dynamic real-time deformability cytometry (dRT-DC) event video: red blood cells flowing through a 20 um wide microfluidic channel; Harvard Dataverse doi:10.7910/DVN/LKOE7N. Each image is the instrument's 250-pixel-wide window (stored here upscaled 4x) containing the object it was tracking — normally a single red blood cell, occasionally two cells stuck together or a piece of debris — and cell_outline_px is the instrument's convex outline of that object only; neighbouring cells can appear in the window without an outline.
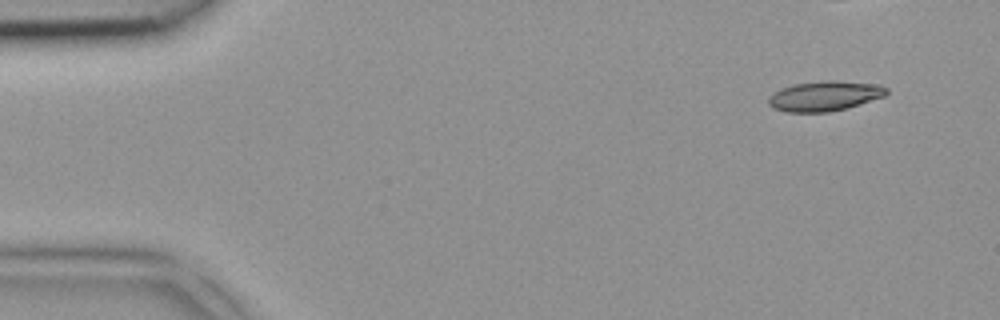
{"species": "common noctule bat (a hibernating species)", "species_latin": "Nyctalus noctula", "temperature_condition": "room temperature", "stored_images_in_passage": 3, "camera_frame_rate_fps": 3000, "um_per_image_px": 0.085, "animal": {"sex": "female", "body_mass_g": 18.4}, "frame": {"image": 1, "passage_image": 1, "time_ms": 0.0, "image_size_px": [1000, 320], "cell_outline_px": [[888, 92], [884, 96], [844, 108], [828, 112], [788, 112], [772, 108], [768, 104], [768, 96], [780, 88], [796, 84], [820, 80], [836, 80], [880, 84], [888, 88]], "centroid_in_image_um": [70.07, 8.14], "position_along_channel_um": 14.9, "area_um2": 20.63}}